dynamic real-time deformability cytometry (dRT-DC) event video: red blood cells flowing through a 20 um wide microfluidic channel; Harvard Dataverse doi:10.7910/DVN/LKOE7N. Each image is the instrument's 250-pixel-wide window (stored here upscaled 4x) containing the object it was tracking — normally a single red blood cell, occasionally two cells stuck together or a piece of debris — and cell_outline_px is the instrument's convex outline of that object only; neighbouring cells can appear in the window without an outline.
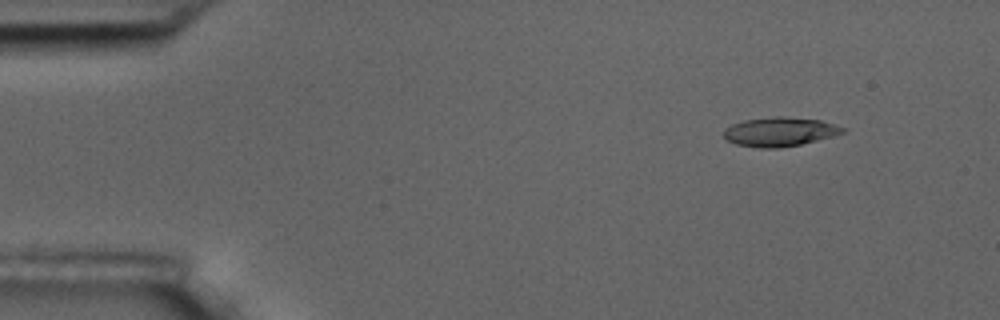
{"species": "common noctule bat (a hibernating species)", "species_latin": "Nyctalus noctula", "temperature_condition": "room temperature", "stored_images_in_passage": 4, "camera_frame_rate_fps": 3000, "um_per_image_px": 0.085, "animal": {"sex": "male", "body_mass_g": 17.5, "forearm_length_mm": 52.3}, "frame": {"image": 1, "passage_image": 2, "time_ms": 1.0, "image_size_px": [1000, 320], "cell_outline_px": [[848, 128], [844, 132], [832, 136], [800, 144], [776, 148], [760, 148], [736, 144], [724, 140], [724, 128], [732, 124], [744, 120], [776, 116], [784, 116], [820, 120], [836, 124]], "centroid_in_image_um": [66.26, 11.19], "position_along_channel_um": 18.7, "area_um2": 20.23}}